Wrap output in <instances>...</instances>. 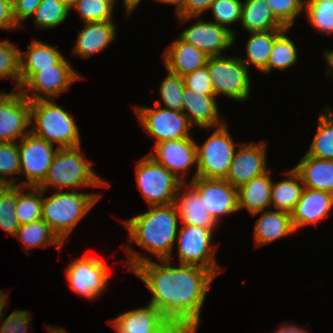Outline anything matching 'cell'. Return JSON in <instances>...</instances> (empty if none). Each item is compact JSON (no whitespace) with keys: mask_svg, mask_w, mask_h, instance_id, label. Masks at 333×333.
I'll return each instance as SVG.
<instances>
[{"mask_svg":"<svg viewBox=\"0 0 333 333\" xmlns=\"http://www.w3.org/2000/svg\"><path fill=\"white\" fill-rule=\"evenodd\" d=\"M124 265L146 284L152 292L149 305L160 311L174 326L198 329L200 315L215 275L203 267L179 264L171 266L168 259L152 261L148 256L125 247Z\"/></svg>","mask_w":333,"mask_h":333,"instance_id":"6da1fadb","label":"cell"},{"mask_svg":"<svg viewBox=\"0 0 333 333\" xmlns=\"http://www.w3.org/2000/svg\"><path fill=\"white\" fill-rule=\"evenodd\" d=\"M179 214L174 203L152 205L145 213H140L123 221L129 233V243H136L157 260L172 261L176 237L178 234Z\"/></svg>","mask_w":333,"mask_h":333,"instance_id":"7a4b0ae2","label":"cell"},{"mask_svg":"<svg viewBox=\"0 0 333 333\" xmlns=\"http://www.w3.org/2000/svg\"><path fill=\"white\" fill-rule=\"evenodd\" d=\"M42 190V217L65 243L73 229L91 208L99 201L101 194L77 191H57L49 197Z\"/></svg>","mask_w":333,"mask_h":333,"instance_id":"3957f363","label":"cell"},{"mask_svg":"<svg viewBox=\"0 0 333 333\" xmlns=\"http://www.w3.org/2000/svg\"><path fill=\"white\" fill-rule=\"evenodd\" d=\"M93 163L86 160L81 146L74 148H58L55 152L47 176L38 186L42 190L53 186L56 191L79 189L78 187H108L109 183L102 180L91 168Z\"/></svg>","mask_w":333,"mask_h":333,"instance_id":"277c9868","label":"cell"},{"mask_svg":"<svg viewBox=\"0 0 333 333\" xmlns=\"http://www.w3.org/2000/svg\"><path fill=\"white\" fill-rule=\"evenodd\" d=\"M76 121L52 100L31 101L30 131L58 148L81 146L79 127ZM35 123V124H34Z\"/></svg>","mask_w":333,"mask_h":333,"instance_id":"5b68a950","label":"cell"},{"mask_svg":"<svg viewBox=\"0 0 333 333\" xmlns=\"http://www.w3.org/2000/svg\"><path fill=\"white\" fill-rule=\"evenodd\" d=\"M236 144L231 137L227 124L218 126L200 146L196 143V177L205 179H225L233 160Z\"/></svg>","mask_w":333,"mask_h":333,"instance_id":"8992f818","label":"cell"},{"mask_svg":"<svg viewBox=\"0 0 333 333\" xmlns=\"http://www.w3.org/2000/svg\"><path fill=\"white\" fill-rule=\"evenodd\" d=\"M136 180L149 206L174 203L177 192L184 183L149 155L137 162Z\"/></svg>","mask_w":333,"mask_h":333,"instance_id":"52a82bcc","label":"cell"},{"mask_svg":"<svg viewBox=\"0 0 333 333\" xmlns=\"http://www.w3.org/2000/svg\"><path fill=\"white\" fill-rule=\"evenodd\" d=\"M215 96L243 102L250 96L249 70L240 57L227 55L210 56L207 61Z\"/></svg>","mask_w":333,"mask_h":333,"instance_id":"ba28073f","label":"cell"},{"mask_svg":"<svg viewBox=\"0 0 333 333\" xmlns=\"http://www.w3.org/2000/svg\"><path fill=\"white\" fill-rule=\"evenodd\" d=\"M182 225L176 237L179 264L203 267L217 277L222 271L215 258L217 244H212L213 231L200 226Z\"/></svg>","mask_w":333,"mask_h":333,"instance_id":"9c48e42d","label":"cell"},{"mask_svg":"<svg viewBox=\"0 0 333 333\" xmlns=\"http://www.w3.org/2000/svg\"><path fill=\"white\" fill-rule=\"evenodd\" d=\"M153 107H137L136 115L145 132L155 139V144L164 141L192 138V124L183 112L170 110L154 104Z\"/></svg>","mask_w":333,"mask_h":333,"instance_id":"30bf717a","label":"cell"},{"mask_svg":"<svg viewBox=\"0 0 333 333\" xmlns=\"http://www.w3.org/2000/svg\"><path fill=\"white\" fill-rule=\"evenodd\" d=\"M68 62L63 57L53 68L40 69L19 89L20 92L30 101L55 100L76 80L82 79Z\"/></svg>","mask_w":333,"mask_h":333,"instance_id":"8fae6325","label":"cell"},{"mask_svg":"<svg viewBox=\"0 0 333 333\" xmlns=\"http://www.w3.org/2000/svg\"><path fill=\"white\" fill-rule=\"evenodd\" d=\"M17 144L20 155V175L27 178L18 185L38 187L47 176L58 147L54 149V144L34 135L31 131Z\"/></svg>","mask_w":333,"mask_h":333,"instance_id":"7c38bea8","label":"cell"},{"mask_svg":"<svg viewBox=\"0 0 333 333\" xmlns=\"http://www.w3.org/2000/svg\"><path fill=\"white\" fill-rule=\"evenodd\" d=\"M66 277L74 293L94 300L102 294L109 281L105 261L94 256H84L71 261L66 268Z\"/></svg>","mask_w":333,"mask_h":333,"instance_id":"4fadbf2b","label":"cell"},{"mask_svg":"<svg viewBox=\"0 0 333 333\" xmlns=\"http://www.w3.org/2000/svg\"><path fill=\"white\" fill-rule=\"evenodd\" d=\"M31 101L20 90L0 92V143L17 142L30 130Z\"/></svg>","mask_w":333,"mask_h":333,"instance_id":"5bb4252c","label":"cell"},{"mask_svg":"<svg viewBox=\"0 0 333 333\" xmlns=\"http://www.w3.org/2000/svg\"><path fill=\"white\" fill-rule=\"evenodd\" d=\"M189 184L199 193L205 209L218 224L222 216L239 211L238 190L225 179L196 177Z\"/></svg>","mask_w":333,"mask_h":333,"instance_id":"9a60e30c","label":"cell"},{"mask_svg":"<svg viewBox=\"0 0 333 333\" xmlns=\"http://www.w3.org/2000/svg\"><path fill=\"white\" fill-rule=\"evenodd\" d=\"M266 150L264 141L241 143L235 151L225 180L239 189L252 178L268 172Z\"/></svg>","mask_w":333,"mask_h":333,"instance_id":"2e32d148","label":"cell"},{"mask_svg":"<svg viewBox=\"0 0 333 333\" xmlns=\"http://www.w3.org/2000/svg\"><path fill=\"white\" fill-rule=\"evenodd\" d=\"M179 38L210 56H221V52L233 46L235 43L234 34L223 26L218 25L214 21L197 19L187 29L179 33Z\"/></svg>","mask_w":333,"mask_h":333,"instance_id":"e0dca14e","label":"cell"},{"mask_svg":"<svg viewBox=\"0 0 333 333\" xmlns=\"http://www.w3.org/2000/svg\"><path fill=\"white\" fill-rule=\"evenodd\" d=\"M155 151L149 153L157 163L175 174L186 183V172L197 165L196 142L193 138H181L159 142L154 146Z\"/></svg>","mask_w":333,"mask_h":333,"instance_id":"ac0fdd59","label":"cell"},{"mask_svg":"<svg viewBox=\"0 0 333 333\" xmlns=\"http://www.w3.org/2000/svg\"><path fill=\"white\" fill-rule=\"evenodd\" d=\"M116 333H167L174 325L154 306L127 311L109 320Z\"/></svg>","mask_w":333,"mask_h":333,"instance_id":"d6986e66","label":"cell"},{"mask_svg":"<svg viewBox=\"0 0 333 333\" xmlns=\"http://www.w3.org/2000/svg\"><path fill=\"white\" fill-rule=\"evenodd\" d=\"M333 208V194L305 188L294 210L290 213L294 230L322 222Z\"/></svg>","mask_w":333,"mask_h":333,"instance_id":"ffe728a7","label":"cell"},{"mask_svg":"<svg viewBox=\"0 0 333 333\" xmlns=\"http://www.w3.org/2000/svg\"><path fill=\"white\" fill-rule=\"evenodd\" d=\"M85 27L78 32L73 55L88 59L93 54L104 50L116 38V24L113 21L85 22Z\"/></svg>","mask_w":333,"mask_h":333,"instance_id":"44dd1931","label":"cell"},{"mask_svg":"<svg viewBox=\"0 0 333 333\" xmlns=\"http://www.w3.org/2000/svg\"><path fill=\"white\" fill-rule=\"evenodd\" d=\"M183 113L192 125L204 129H213L223 125L226 121L220 120L219 109L215 95H202L191 89L184 88L182 95Z\"/></svg>","mask_w":333,"mask_h":333,"instance_id":"7402d4cb","label":"cell"},{"mask_svg":"<svg viewBox=\"0 0 333 333\" xmlns=\"http://www.w3.org/2000/svg\"><path fill=\"white\" fill-rule=\"evenodd\" d=\"M162 58L166 70L184 76L206 65L209 56L178 37L166 48Z\"/></svg>","mask_w":333,"mask_h":333,"instance_id":"603a6c76","label":"cell"},{"mask_svg":"<svg viewBox=\"0 0 333 333\" xmlns=\"http://www.w3.org/2000/svg\"><path fill=\"white\" fill-rule=\"evenodd\" d=\"M187 185V182L181 185L174 201L180 222L186 225L210 228L213 231L219 224L205 209L199 193L190 184L186 189Z\"/></svg>","mask_w":333,"mask_h":333,"instance_id":"cb8c5ba5","label":"cell"},{"mask_svg":"<svg viewBox=\"0 0 333 333\" xmlns=\"http://www.w3.org/2000/svg\"><path fill=\"white\" fill-rule=\"evenodd\" d=\"M261 215L255 221L254 241L255 246L272 243L275 240L289 236L296 232L292 225L291 215L288 212L267 209L256 212L252 216Z\"/></svg>","mask_w":333,"mask_h":333,"instance_id":"d4e9b609","label":"cell"},{"mask_svg":"<svg viewBox=\"0 0 333 333\" xmlns=\"http://www.w3.org/2000/svg\"><path fill=\"white\" fill-rule=\"evenodd\" d=\"M26 48V52L20 53L21 87L40 69L53 68L64 57L58 45L51 46L38 40H33Z\"/></svg>","mask_w":333,"mask_h":333,"instance_id":"484cf974","label":"cell"},{"mask_svg":"<svg viewBox=\"0 0 333 333\" xmlns=\"http://www.w3.org/2000/svg\"><path fill=\"white\" fill-rule=\"evenodd\" d=\"M305 188L333 194V160H323L304 154L294 167Z\"/></svg>","mask_w":333,"mask_h":333,"instance_id":"4316f807","label":"cell"},{"mask_svg":"<svg viewBox=\"0 0 333 333\" xmlns=\"http://www.w3.org/2000/svg\"><path fill=\"white\" fill-rule=\"evenodd\" d=\"M271 171L252 178L238 190V208H246L249 213L267 210L271 207ZM269 207V208H268Z\"/></svg>","mask_w":333,"mask_h":333,"instance_id":"83f0119b","label":"cell"},{"mask_svg":"<svg viewBox=\"0 0 333 333\" xmlns=\"http://www.w3.org/2000/svg\"><path fill=\"white\" fill-rule=\"evenodd\" d=\"M241 26L248 33L284 30L286 27L274 16L265 0L243 1Z\"/></svg>","mask_w":333,"mask_h":333,"instance_id":"f1b7e54d","label":"cell"},{"mask_svg":"<svg viewBox=\"0 0 333 333\" xmlns=\"http://www.w3.org/2000/svg\"><path fill=\"white\" fill-rule=\"evenodd\" d=\"M283 30H271L264 32H252L246 43V57H240L243 64L249 69V65H253L262 73L267 74V63L269 54L272 50L275 38Z\"/></svg>","mask_w":333,"mask_h":333,"instance_id":"f546056e","label":"cell"},{"mask_svg":"<svg viewBox=\"0 0 333 333\" xmlns=\"http://www.w3.org/2000/svg\"><path fill=\"white\" fill-rule=\"evenodd\" d=\"M286 174H288L287 179L273 182L271 204L276 210L291 213L301 197L304 185L299 173L294 168Z\"/></svg>","mask_w":333,"mask_h":333,"instance_id":"4dcf8cb0","label":"cell"},{"mask_svg":"<svg viewBox=\"0 0 333 333\" xmlns=\"http://www.w3.org/2000/svg\"><path fill=\"white\" fill-rule=\"evenodd\" d=\"M15 238L21 241L24 250L28 253L31 252L29 250L31 248L55 245L61 250L64 245L51 227L42 219L20 225Z\"/></svg>","mask_w":333,"mask_h":333,"instance_id":"1f68e13d","label":"cell"},{"mask_svg":"<svg viewBox=\"0 0 333 333\" xmlns=\"http://www.w3.org/2000/svg\"><path fill=\"white\" fill-rule=\"evenodd\" d=\"M326 108L318 114L317 130L305 154L318 159L333 160V110L330 106Z\"/></svg>","mask_w":333,"mask_h":333,"instance_id":"d6a6232c","label":"cell"},{"mask_svg":"<svg viewBox=\"0 0 333 333\" xmlns=\"http://www.w3.org/2000/svg\"><path fill=\"white\" fill-rule=\"evenodd\" d=\"M27 188L29 192L25 193ZM15 215L20 225L40 220L42 217V189L17 185Z\"/></svg>","mask_w":333,"mask_h":333,"instance_id":"836d02e7","label":"cell"},{"mask_svg":"<svg viewBox=\"0 0 333 333\" xmlns=\"http://www.w3.org/2000/svg\"><path fill=\"white\" fill-rule=\"evenodd\" d=\"M70 4L63 0H41L33 15L36 28L52 29L63 23L70 13Z\"/></svg>","mask_w":333,"mask_h":333,"instance_id":"e575fe53","label":"cell"},{"mask_svg":"<svg viewBox=\"0 0 333 333\" xmlns=\"http://www.w3.org/2000/svg\"><path fill=\"white\" fill-rule=\"evenodd\" d=\"M288 30L289 28H285L274 40L268 58L267 74L273 69L286 70L297 62V49L295 43L286 35Z\"/></svg>","mask_w":333,"mask_h":333,"instance_id":"d590c367","label":"cell"},{"mask_svg":"<svg viewBox=\"0 0 333 333\" xmlns=\"http://www.w3.org/2000/svg\"><path fill=\"white\" fill-rule=\"evenodd\" d=\"M167 71L168 73L161 81V85L158 90L162 101L156 100L154 104L162 106L163 102L165 108L183 112L184 103L182 95L185 88L183 76L169 70Z\"/></svg>","mask_w":333,"mask_h":333,"instance_id":"8d00e7d4","label":"cell"},{"mask_svg":"<svg viewBox=\"0 0 333 333\" xmlns=\"http://www.w3.org/2000/svg\"><path fill=\"white\" fill-rule=\"evenodd\" d=\"M116 0H72L70 9H75L85 22L113 21Z\"/></svg>","mask_w":333,"mask_h":333,"instance_id":"74e56055","label":"cell"},{"mask_svg":"<svg viewBox=\"0 0 333 333\" xmlns=\"http://www.w3.org/2000/svg\"><path fill=\"white\" fill-rule=\"evenodd\" d=\"M304 10L314 29L333 35V0H306Z\"/></svg>","mask_w":333,"mask_h":333,"instance_id":"f35d334b","label":"cell"},{"mask_svg":"<svg viewBox=\"0 0 333 333\" xmlns=\"http://www.w3.org/2000/svg\"><path fill=\"white\" fill-rule=\"evenodd\" d=\"M21 51L10 40H0V79L16 81L15 90L21 88Z\"/></svg>","mask_w":333,"mask_h":333,"instance_id":"ab89813d","label":"cell"},{"mask_svg":"<svg viewBox=\"0 0 333 333\" xmlns=\"http://www.w3.org/2000/svg\"><path fill=\"white\" fill-rule=\"evenodd\" d=\"M16 202L17 185H8L0 194V228L14 237L20 227L15 215Z\"/></svg>","mask_w":333,"mask_h":333,"instance_id":"60d3db41","label":"cell"},{"mask_svg":"<svg viewBox=\"0 0 333 333\" xmlns=\"http://www.w3.org/2000/svg\"><path fill=\"white\" fill-rule=\"evenodd\" d=\"M20 175V155L17 142L0 143V180L9 185H18L19 179L9 178L10 175Z\"/></svg>","mask_w":333,"mask_h":333,"instance_id":"b9f144b4","label":"cell"},{"mask_svg":"<svg viewBox=\"0 0 333 333\" xmlns=\"http://www.w3.org/2000/svg\"><path fill=\"white\" fill-rule=\"evenodd\" d=\"M242 5L243 1L241 0H214L209 10L213 11V21L220 26L228 28L236 37V32L228 26L241 21Z\"/></svg>","mask_w":333,"mask_h":333,"instance_id":"7bdbcfd3","label":"cell"},{"mask_svg":"<svg viewBox=\"0 0 333 333\" xmlns=\"http://www.w3.org/2000/svg\"><path fill=\"white\" fill-rule=\"evenodd\" d=\"M274 16L286 27L291 28L297 16L304 11L306 0H265Z\"/></svg>","mask_w":333,"mask_h":333,"instance_id":"ee69618b","label":"cell"},{"mask_svg":"<svg viewBox=\"0 0 333 333\" xmlns=\"http://www.w3.org/2000/svg\"><path fill=\"white\" fill-rule=\"evenodd\" d=\"M184 85L202 95H215L207 65L183 76Z\"/></svg>","mask_w":333,"mask_h":333,"instance_id":"f6af8a7d","label":"cell"},{"mask_svg":"<svg viewBox=\"0 0 333 333\" xmlns=\"http://www.w3.org/2000/svg\"><path fill=\"white\" fill-rule=\"evenodd\" d=\"M30 312L15 310L4 320H1L0 333H26L29 331Z\"/></svg>","mask_w":333,"mask_h":333,"instance_id":"bcb514c9","label":"cell"},{"mask_svg":"<svg viewBox=\"0 0 333 333\" xmlns=\"http://www.w3.org/2000/svg\"><path fill=\"white\" fill-rule=\"evenodd\" d=\"M213 1L214 0H183V6L176 15L180 20L179 22L182 24L196 17L199 18L205 11L208 12Z\"/></svg>","mask_w":333,"mask_h":333,"instance_id":"7dc6e473","label":"cell"},{"mask_svg":"<svg viewBox=\"0 0 333 333\" xmlns=\"http://www.w3.org/2000/svg\"><path fill=\"white\" fill-rule=\"evenodd\" d=\"M41 0H12L13 19L16 25L21 28L24 20L34 15Z\"/></svg>","mask_w":333,"mask_h":333,"instance_id":"c3c4849f","label":"cell"},{"mask_svg":"<svg viewBox=\"0 0 333 333\" xmlns=\"http://www.w3.org/2000/svg\"><path fill=\"white\" fill-rule=\"evenodd\" d=\"M0 28L19 29L13 19L12 0H0Z\"/></svg>","mask_w":333,"mask_h":333,"instance_id":"681fc988","label":"cell"},{"mask_svg":"<svg viewBox=\"0 0 333 333\" xmlns=\"http://www.w3.org/2000/svg\"><path fill=\"white\" fill-rule=\"evenodd\" d=\"M273 333H308V331L301 329V327H298L296 325H290L286 321L284 326H281L277 331Z\"/></svg>","mask_w":333,"mask_h":333,"instance_id":"f907efd6","label":"cell"},{"mask_svg":"<svg viewBox=\"0 0 333 333\" xmlns=\"http://www.w3.org/2000/svg\"><path fill=\"white\" fill-rule=\"evenodd\" d=\"M142 0H123V6L125 8L126 16L128 17L136 10V7Z\"/></svg>","mask_w":333,"mask_h":333,"instance_id":"816d5d0a","label":"cell"},{"mask_svg":"<svg viewBox=\"0 0 333 333\" xmlns=\"http://www.w3.org/2000/svg\"><path fill=\"white\" fill-rule=\"evenodd\" d=\"M323 57L326 59L327 65H328V73L327 75L333 78V50H325L323 52Z\"/></svg>","mask_w":333,"mask_h":333,"instance_id":"f5cc1de1","label":"cell"},{"mask_svg":"<svg viewBox=\"0 0 333 333\" xmlns=\"http://www.w3.org/2000/svg\"><path fill=\"white\" fill-rule=\"evenodd\" d=\"M167 333H197V329L189 326H174Z\"/></svg>","mask_w":333,"mask_h":333,"instance_id":"db71d44e","label":"cell"},{"mask_svg":"<svg viewBox=\"0 0 333 333\" xmlns=\"http://www.w3.org/2000/svg\"><path fill=\"white\" fill-rule=\"evenodd\" d=\"M7 294H5V292L3 291L2 292V290H0V320H2L4 317H3V315H4V309H5V307L7 306ZM0 323H1V321H0Z\"/></svg>","mask_w":333,"mask_h":333,"instance_id":"11a10c76","label":"cell"},{"mask_svg":"<svg viewBox=\"0 0 333 333\" xmlns=\"http://www.w3.org/2000/svg\"><path fill=\"white\" fill-rule=\"evenodd\" d=\"M159 3H164V4H172L175 5L176 8V14L181 10L183 6V0H157Z\"/></svg>","mask_w":333,"mask_h":333,"instance_id":"9f6ffc18","label":"cell"},{"mask_svg":"<svg viewBox=\"0 0 333 333\" xmlns=\"http://www.w3.org/2000/svg\"><path fill=\"white\" fill-rule=\"evenodd\" d=\"M47 329L49 333H68L67 329H61L59 326L48 327Z\"/></svg>","mask_w":333,"mask_h":333,"instance_id":"6f0895ef","label":"cell"},{"mask_svg":"<svg viewBox=\"0 0 333 333\" xmlns=\"http://www.w3.org/2000/svg\"><path fill=\"white\" fill-rule=\"evenodd\" d=\"M4 180H0V194L5 190V188L8 186Z\"/></svg>","mask_w":333,"mask_h":333,"instance_id":"680465c9","label":"cell"},{"mask_svg":"<svg viewBox=\"0 0 333 333\" xmlns=\"http://www.w3.org/2000/svg\"><path fill=\"white\" fill-rule=\"evenodd\" d=\"M63 1H66V2H68L69 4H71V1H72V0H63Z\"/></svg>","mask_w":333,"mask_h":333,"instance_id":"91938a15","label":"cell"}]
</instances>
